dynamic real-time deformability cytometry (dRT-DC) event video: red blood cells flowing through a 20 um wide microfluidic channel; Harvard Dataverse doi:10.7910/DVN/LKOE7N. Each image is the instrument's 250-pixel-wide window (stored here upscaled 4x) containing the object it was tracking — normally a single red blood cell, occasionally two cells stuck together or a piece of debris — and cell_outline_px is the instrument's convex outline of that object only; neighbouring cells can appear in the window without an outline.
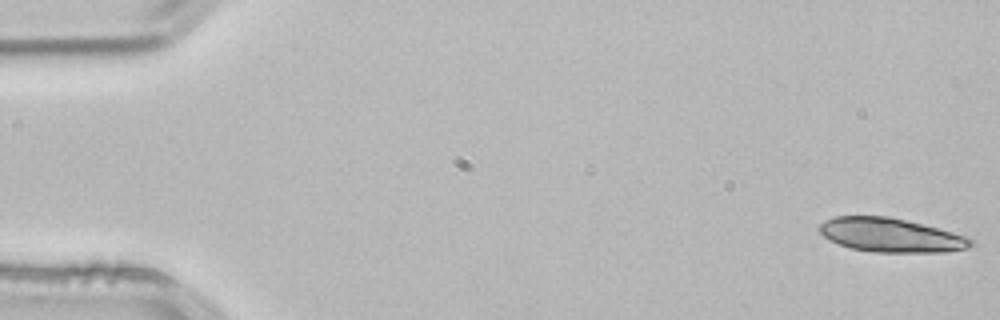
{"species": "common noctule bat (a hibernating species)", "species_latin": "Nyctalus noctula", "temperature_condition": "room temperature", "stored_images_in_passage": 12, "camera_frame_rate_fps": 3000, "um_per_image_px": 0.085, "animal": {"sex": "male", "body_mass_g": 21.5, "forearm_length_mm": 52.0}, "frame": {"image": 1, "passage_image": 1, "time_ms": 0.0, "image_size_px": [1000, 320], "cell_outline_px": [[976, 244], [968, 248], [944, 252], [872, 252], [852, 248], [840, 244], [824, 236], [820, 232], [820, 224], [836, 216], [888, 216], [952, 232], [964, 236], [972, 240]], "centroid_in_image_um": [75.74, 19.99], "position_along_channel_um": 9.3, "area_um2": 29.42}}